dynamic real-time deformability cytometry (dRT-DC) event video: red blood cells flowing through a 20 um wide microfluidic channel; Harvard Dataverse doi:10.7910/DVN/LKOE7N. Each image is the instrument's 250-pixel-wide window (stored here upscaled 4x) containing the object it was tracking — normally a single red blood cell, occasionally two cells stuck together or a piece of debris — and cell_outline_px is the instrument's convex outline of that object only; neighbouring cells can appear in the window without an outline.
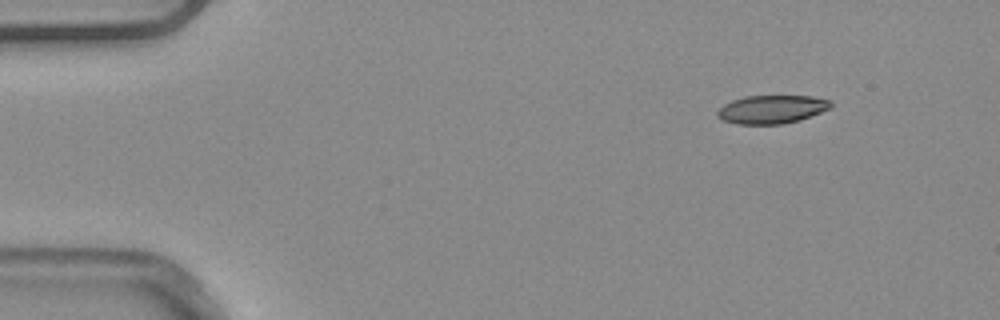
{"species": "common noctule bat (a hibernating species)", "species_latin": "Nyctalus noctula", "temperature_condition": "warm", "stored_images_in_passage": 7, "camera_frame_rate_fps": 3000, "um_per_image_px": 0.085, "animal": {"sex": "male", "body_mass_g": 20.4}, "frame": {"image": 1, "passage_image": 1, "time_ms": 0.0, "image_size_px": [1000, 320], "cell_outline_px": [[832, 108], [796, 120], [780, 124], [736, 124], [720, 120], [716, 116], [716, 112], [724, 104], [732, 100], [744, 96], [812, 96], [828, 100], [832, 104]], "centroid_in_image_um": [65.53, 9.29], "position_along_channel_um": 19.5, "area_um2": 18.61}}
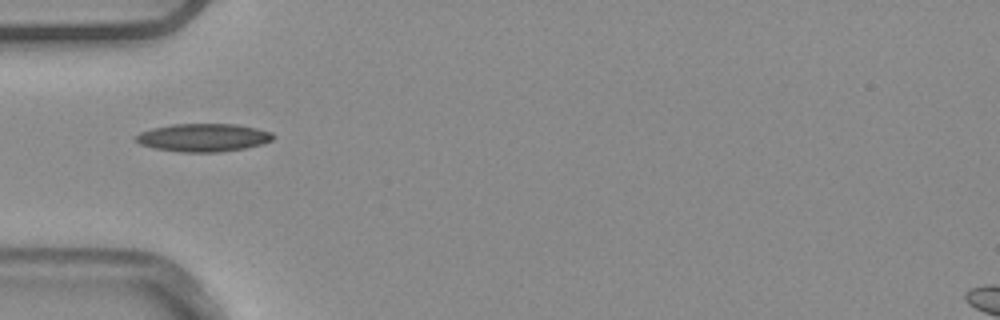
{"frame": {"image": 2, "passage_image": 4, "time_ms": 1.0, "image_size_px": [1000, 320], "cell_outline_px": [[276, 136], [272, 140], [260, 144], [244, 148], [216, 152], [180, 152], [152, 148], [140, 144], [136, 140], [136, 136], [140, 132], [152, 128], [172, 124], [236, 124], [256, 128], [272, 132]], "centroid_in_image_um": [17.27, 11.69], "position_along_channel_um": 67.7, "area_um2": 22.37}}